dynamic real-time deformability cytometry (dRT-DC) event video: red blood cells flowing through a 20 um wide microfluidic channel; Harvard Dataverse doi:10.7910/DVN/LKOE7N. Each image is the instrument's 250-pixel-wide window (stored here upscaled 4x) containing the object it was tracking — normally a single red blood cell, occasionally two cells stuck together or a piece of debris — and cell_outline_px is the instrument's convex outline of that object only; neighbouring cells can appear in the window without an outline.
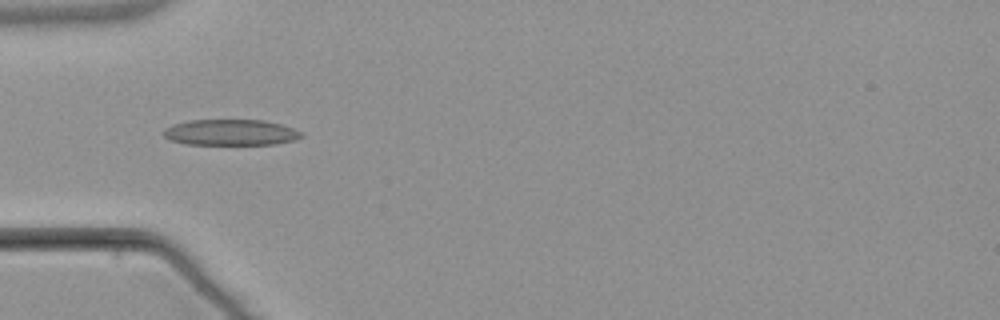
{"species": "common noctule bat (a hibernating species)", "species_latin": "Nyctalus noctula", "temperature_condition": "warm", "stored_images_in_passage": 7, "camera_frame_rate_fps": 3000, "um_per_image_px": 0.085, "animal": {"sex": "male", "body_mass_g": 21.5, "forearm_length_mm": 52.0}, "frame": {"image": 1, "passage_image": 5, "time_ms": 5.667, "image_size_px": [1000, 320], "cell_outline_px": [[304, 136], [292, 140], [276, 144], [188, 144], [172, 140], [164, 136], [164, 128], [172, 124], [188, 120], [264, 120], [280, 124], [292, 128], [300, 132]], "centroid_in_image_um": [19.59, 11.24], "position_along_channel_um": 65.4, "area_um2": 20.63}}
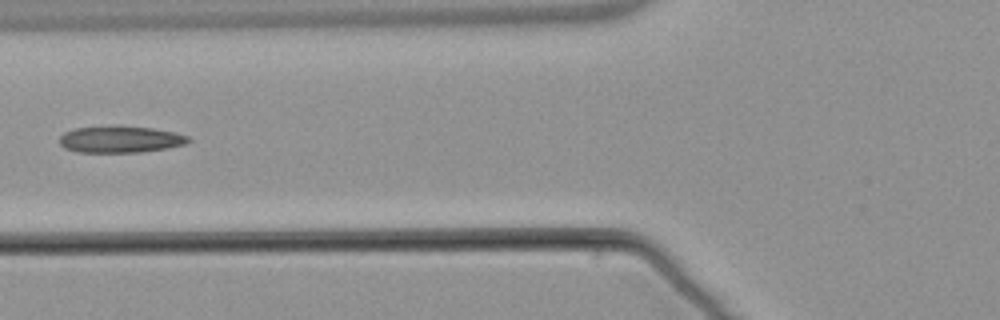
{"frame": {"image": 2, "passage_image": 6, "time_ms": 7.0, "image_size_px": [1000, 320], "cell_outline_px": [[192, 140], [184, 144], [168, 148], [140, 152], [76, 152], [64, 148], [60, 144], [60, 136], [64, 132], [76, 128], [116, 124], [120, 124], [152, 128], [176, 132], [188, 136]], "centroid_in_image_um": [10.23, 11.82], "position_along_channel_um": 115.6, "area_um2": 20.52}}